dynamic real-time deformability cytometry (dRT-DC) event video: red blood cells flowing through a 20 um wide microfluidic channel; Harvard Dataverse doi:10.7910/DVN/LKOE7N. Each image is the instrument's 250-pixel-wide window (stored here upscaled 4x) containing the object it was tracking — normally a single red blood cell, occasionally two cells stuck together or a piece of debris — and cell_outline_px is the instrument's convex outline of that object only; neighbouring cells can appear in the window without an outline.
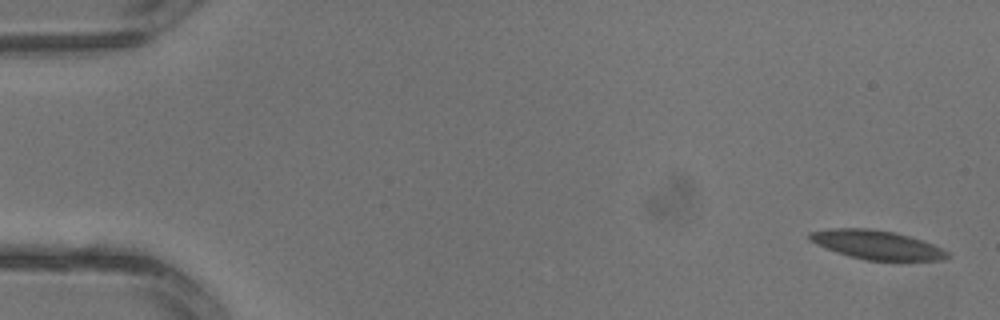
{"species": "common noctule bat (a hibernating species)", "species_latin": "Nyctalus noctula", "temperature_condition": "warm", "stored_images_in_passage": 3, "camera_frame_rate_fps": 3000, "um_per_image_px": 0.085, "animal": {"sex": "male", "body_mass_g": 13.3}, "frame": {"image": 1, "passage_image": 1, "time_ms": 0.0, "image_size_px": [1000, 320], "cell_outline_px": [[952, 256], [944, 260], [900, 264], [896, 264], [868, 260], [848, 256], [836, 252], [808, 240], [808, 232], [832, 228], [868, 228], [896, 232], [924, 240], [944, 248]], "centroid_in_image_um": [74.67, 20.87], "position_along_channel_um": 10.3, "area_um2": 24.62}}
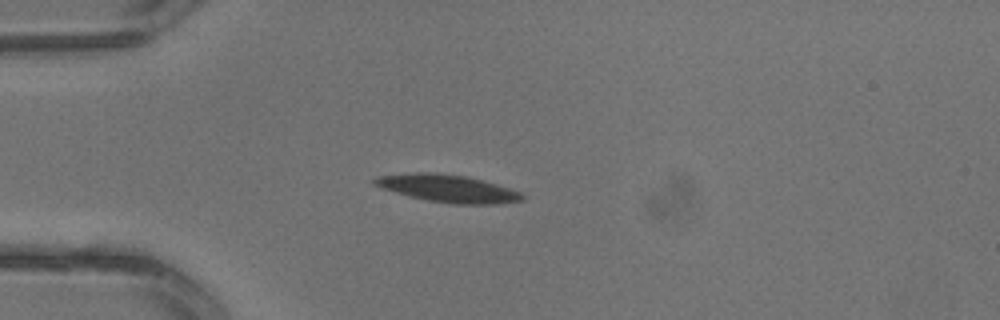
{"frame": {"image": 2, "passage_image": 3, "time_ms": 0.667, "image_size_px": [1000, 320], "cell_outline_px": [[524, 200], [500, 204], [452, 204], [428, 200], [408, 196], [380, 188], [372, 184], [372, 180], [380, 176], [416, 172], [428, 172], [464, 176], [480, 180], [508, 188], [520, 192], [524, 196]], "centroid_in_image_um": [38.03, 16.03], "position_along_channel_um": 47.0, "area_um2": 23.41}}